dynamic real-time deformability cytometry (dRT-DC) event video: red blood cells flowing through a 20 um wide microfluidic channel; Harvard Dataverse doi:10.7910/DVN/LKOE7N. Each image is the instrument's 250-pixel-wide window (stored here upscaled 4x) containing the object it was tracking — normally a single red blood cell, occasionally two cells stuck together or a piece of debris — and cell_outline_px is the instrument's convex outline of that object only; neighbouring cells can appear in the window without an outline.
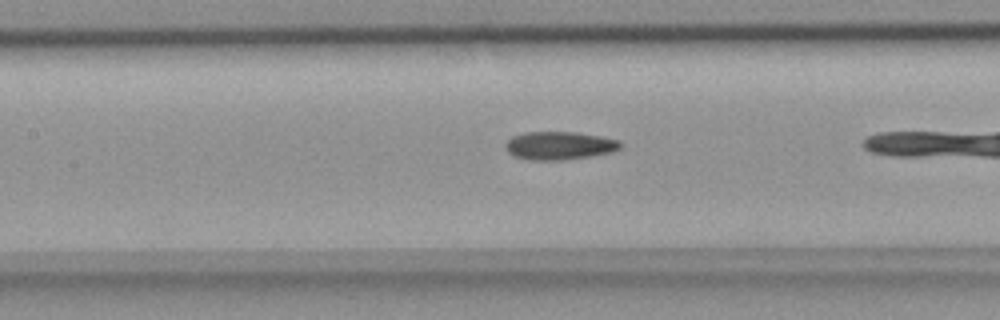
{"species": "common noctule bat (a hibernating species)", "species_latin": "Nyctalus noctula", "temperature_condition": "room temperature", "stored_images_in_passage": 26, "camera_frame_rate_fps": 3000, "um_per_image_px": 0.085, "animal": {"sex": "female", "body_mass_g": 18.4}, "frame": {"image": 1, "passage_image": 9, "time_ms": 2.667, "image_size_px": [1000, 320], "cell_outline_px": [[624, 144], [620, 148], [612, 152], [592, 156], [564, 160], [528, 160], [512, 156], [504, 148], [504, 144], [512, 136], [524, 132], [576, 132], [600, 136], [620, 140]], "centroid_in_image_um": [47.54, 12.38], "position_along_channel_um": 159.9, "area_um2": 19.19}}
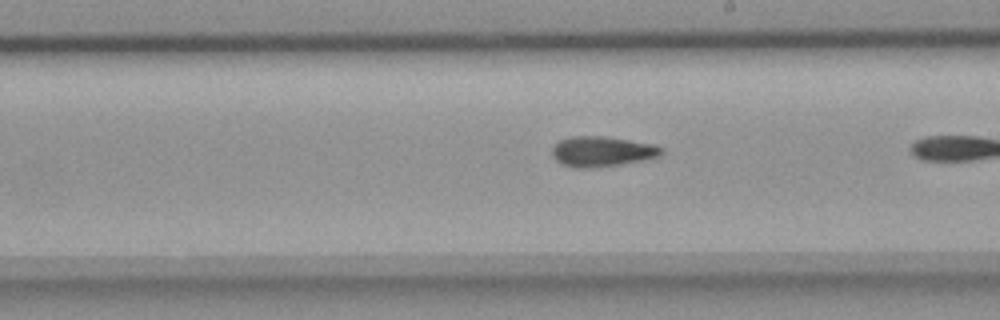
{"frame": {"image": 2, "passage_image": 15, "time_ms": 4.667, "image_size_px": [1000, 320], "cell_outline_px": [[664, 152], [660, 156], [620, 164], [584, 168], [572, 168], [560, 164], [552, 156], [552, 148], [560, 140], [572, 136], [604, 136], [652, 144], [660, 148]], "centroid_in_image_um": [51.11, 12.88], "position_along_channel_um": 237.9, "area_um2": 19.02}}
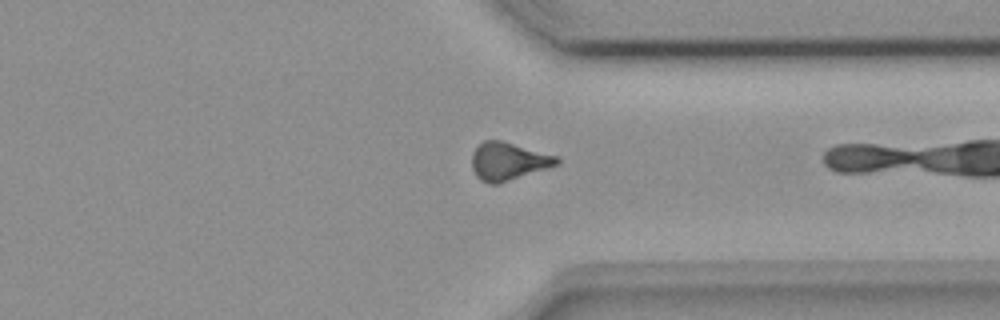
{"frame": {"image": 3, "passage_image": 25, "time_ms": 8.0, "image_size_px": [1000, 320], "cell_outline_px": [[560, 164], [500, 184], [488, 184], [480, 180], [476, 176], [472, 168], [472, 152], [484, 140], [500, 140], [560, 156]], "centroid_in_image_um": [43.23, 13.72], "position_along_channel_um": 368.2, "area_um2": 19.02}}